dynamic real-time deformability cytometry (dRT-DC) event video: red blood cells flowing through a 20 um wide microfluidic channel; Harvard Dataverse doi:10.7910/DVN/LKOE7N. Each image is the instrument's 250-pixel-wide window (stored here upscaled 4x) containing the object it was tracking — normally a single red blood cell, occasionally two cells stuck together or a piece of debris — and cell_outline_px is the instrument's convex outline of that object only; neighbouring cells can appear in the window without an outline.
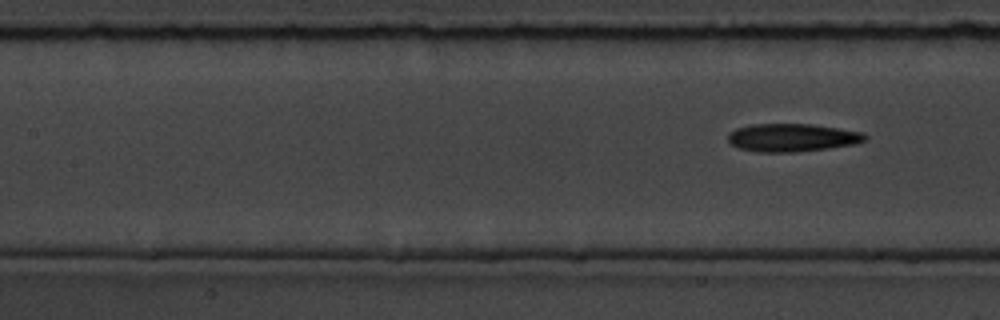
{"species": "common noctule bat (a hibernating species)", "species_latin": "Nyctalus noctula", "temperature_condition": "room temperature", "stored_images_in_passage": 8, "segment_of_instrument_passage": [2, 2], "camera_frame_rate_fps": 3000, "um_per_image_px": 0.085, "animal": {"sex": "male", "body_mass_g": 19.5, "forearm_length_mm": 54.6}, "frame": {"image": 1, "passage_image": 8, "time_ms": 8.667, "image_size_px": [1000, 320], "cell_outline_px": [[868, 136], [864, 140], [856, 144], [828, 148], [792, 152], [760, 152], [740, 148], [732, 144], [728, 140], [728, 136], [736, 128], [752, 124], [812, 124], [864, 132]], "centroid_in_image_um": [67.37, 11.69], "position_along_channel_um": 140.0, "area_um2": 22.2}}